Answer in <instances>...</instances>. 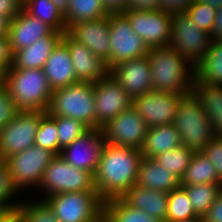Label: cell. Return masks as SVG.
Returning a JSON list of instances; mask_svg holds the SVG:
<instances>
[{"mask_svg": "<svg viewBox=\"0 0 222 222\" xmlns=\"http://www.w3.org/2000/svg\"><path fill=\"white\" fill-rule=\"evenodd\" d=\"M141 149L106 143L93 175L95 190L103 201L120 198L136 184Z\"/></svg>", "mask_w": 222, "mask_h": 222, "instance_id": "cell-1", "label": "cell"}, {"mask_svg": "<svg viewBox=\"0 0 222 222\" xmlns=\"http://www.w3.org/2000/svg\"><path fill=\"white\" fill-rule=\"evenodd\" d=\"M147 55L153 91H169L183 96L192 92L195 67L184 56L169 46L149 48Z\"/></svg>", "mask_w": 222, "mask_h": 222, "instance_id": "cell-2", "label": "cell"}, {"mask_svg": "<svg viewBox=\"0 0 222 222\" xmlns=\"http://www.w3.org/2000/svg\"><path fill=\"white\" fill-rule=\"evenodd\" d=\"M3 84L18 110L47 111L53 91L43 69L10 68L4 73Z\"/></svg>", "mask_w": 222, "mask_h": 222, "instance_id": "cell-3", "label": "cell"}, {"mask_svg": "<svg viewBox=\"0 0 222 222\" xmlns=\"http://www.w3.org/2000/svg\"><path fill=\"white\" fill-rule=\"evenodd\" d=\"M50 116H65L96 129L94 85L77 82L67 87L53 90L48 109Z\"/></svg>", "mask_w": 222, "mask_h": 222, "instance_id": "cell-4", "label": "cell"}, {"mask_svg": "<svg viewBox=\"0 0 222 222\" xmlns=\"http://www.w3.org/2000/svg\"><path fill=\"white\" fill-rule=\"evenodd\" d=\"M173 125L182 145L194 152H201L215 138L212 124L192 92L180 99Z\"/></svg>", "mask_w": 222, "mask_h": 222, "instance_id": "cell-5", "label": "cell"}, {"mask_svg": "<svg viewBox=\"0 0 222 222\" xmlns=\"http://www.w3.org/2000/svg\"><path fill=\"white\" fill-rule=\"evenodd\" d=\"M59 222H102L104 201L96 191L64 192L44 199Z\"/></svg>", "mask_w": 222, "mask_h": 222, "instance_id": "cell-6", "label": "cell"}, {"mask_svg": "<svg viewBox=\"0 0 222 222\" xmlns=\"http://www.w3.org/2000/svg\"><path fill=\"white\" fill-rule=\"evenodd\" d=\"M38 187L45 189L46 197L64 192L96 191L93 175L66 162L56 155L43 172Z\"/></svg>", "mask_w": 222, "mask_h": 222, "instance_id": "cell-7", "label": "cell"}, {"mask_svg": "<svg viewBox=\"0 0 222 222\" xmlns=\"http://www.w3.org/2000/svg\"><path fill=\"white\" fill-rule=\"evenodd\" d=\"M211 42L210 35L193 24L186 13L173 14L169 47L184 56L194 67L204 58Z\"/></svg>", "mask_w": 222, "mask_h": 222, "instance_id": "cell-8", "label": "cell"}, {"mask_svg": "<svg viewBox=\"0 0 222 222\" xmlns=\"http://www.w3.org/2000/svg\"><path fill=\"white\" fill-rule=\"evenodd\" d=\"M47 112L19 110L14 119L0 130V160L35 144L36 133L42 117Z\"/></svg>", "mask_w": 222, "mask_h": 222, "instance_id": "cell-9", "label": "cell"}, {"mask_svg": "<svg viewBox=\"0 0 222 222\" xmlns=\"http://www.w3.org/2000/svg\"><path fill=\"white\" fill-rule=\"evenodd\" d=\"M55 156L52 151L34 144L7 158L5 161L14 188L18 191L22 188L38 186L43 172Z\"/></svg>", "mask_w": 222, "mask_h": 222, "instance_id": "cell-10", "label": "cell"}, {"mask_svg": "<svg viewBox=\"0 0 222 222\" xmlns=\"http://www.w3.org/2000/svg\"><path fill=\"white\" fill-rule=\"evenodd\" d=\"M122 13L128 18L132 29L148 48L169 46L173 14L162 9H127Z\"/></svg>", "mask_w": 222, "mask_h": 222, "instance_id": "cell-11", "label": "cell"}, {"mask_svg": "<svg viewBox=\"0 0 222 222\" xmlns=\"http://www.w3.org/2000/svg\"><path fill=\"white\" fill-rule=\"evenodd\" d=\"M111 61L107 64L110 70L113 66L148 54L149 48L131 27L128 18L122 13L109 14Z\"/></svg>", "mask_w": 222, "mask_h": 222, "instance_id": "cell-12", "label": "cell"}, {"mask_svg": "<svg viewBox=\"0 0 222 222\" xmlns=\"http://www.w3.org/2000/svg\"><path fill=\"white\" fill-rule=\"evenodd\" d=\"M183 97L169 91H149L132 99V106L149 127L173 124Z\"/></svg>", "mask_w": 222, "mask_h": 222, "instance_id": "cell-13", "label": "cell"}, {"mask_svg": "<svg viewBox=\"0 0 222 222\" xmlns=\"http://www.w3.org/2000/svg\"><path fill=\"white\" fill-rule=\"evenodd\" d=\"M148 128L149 126L131 106L109 120L101 129L106 143L141 149Z\"/></svg>", "mask_w": 222, "mask_h": 222, "instance_id": "cell-14", "label": "cell"}, {"mask_svg": "<svg viewBox=\"0 0 222 222\" xmlns=\"http://www.w3.org/2000/svg\"><path fill=\"white\" fill-rule=\"evenodd\" d=\"M94 85L96 129L132 106V99L110 73Z\"/></svg>", "mask_w": 222, "mask_h": 222, "instance_id": "cell-15", "label": "cell"}, {"mask_svg": "<svg viewBox=\"0 0 222 222\" xmlns=\"http://www.w3.org/2000/svg\"><path fill=\"white\" fill-rule=\"evenodd\" d=\"M106 141L102 129H89L61 150L60 156L75 168L94 175Z\"/></svg>", "mask_w": 222, "mask_h": 222, "instance_id": "cell-16", "label": "cell"}, {"mask_svg": "<svg viewBox=\"0 0 222 222\" xmlns=\"http://www.w3.org/2000/svg\"><path fill=\"white\" fill-rule=\"evenodd\" d=\"M67 33L106 64L111 61L109 15L96 20L78 22L72 25Z\"/></svg>", "mask_w": 222, "mask_h": 222, "instance_id": "cell-17", "label": "cell"}, {"mask_svg": "<svg viewBox=\"0 0 222 222\" xmlns=\"http://www.w3.org/2000/svg\"><path fill=\"white\" fill-rule=\"evenodd\" d=\"M109 73L131 99L152 91L148 55L123 61L113 66Z\"/></svg>", "mask_w": 222, "mask_h": 222, "instance_id": "cell-18", "label": "cell"}, {"mask_svg": "<svg viewBox=\"0 0 222 222\" xmlns=\"http://www.w3.org/2000/svg\"><path fill=\"white\" fill-rule=\"evenodd\" d=\"M61 41L68 47L78 82L96 83L109 74L106 62L95 56L85 45L75 41L67 32Z\"/></svg>", "mask_w": 222, "mask_h": 222, "instance_id": "cell-19", "label": "cell"}, {"mask_svg": "<svg viewBox=\"0 0 222 222\" xmlns=\"http://www.w3.org/2000/svg\"><path fill=\"white\" fill-rule=\"evenodd\" d=\"M53 31L50 26L32 17L22 8L10 21L8 38L13 53L32 45L37 39L46 37Z\"/></svg>", "mask_w": 222, "mask_h": 222, "instance_id": "cell-20", "label": "cell"}, {"mask_svg": "<svg viewBox=\"0 0 222 222\" xmlns=\"http://www.w3.org/2000/svg\"><path fill=\"white\" fill-rule=\"evenodd\" d=\"M43 70L52 91L78 82L69 49L62 41L52 50Z\"/></svg>", "mask_w": 222, "mask_h": 222, "instance_id": "cell-21", "label": "cell"}, {"mask_svg": "<svg viewBox=\"0 0 222 222\" xmlns=\"http://www.w3.org/2000/svg\"><path fill=\"white\" fill-rule=\"evenodd\" d=\"M121 198L131 207L166 222L168 192L152 190L134 184Z\"/></svg>", "mask_w": 222, "mask_h": 222, "instance_id": "cell-22", "label": "cell"}, {"mask_svg": "<svg viewBox=\"0 0 222 222\" xmlns=\"http://www.w3.org/2000/svg\"><path fill=\"white\" fill-rule=\"evenodd\" d=\"M62 32L53 31L50 35L37 39L32 45L14 52L11 68L43 69L52 50L62 39Z\"/></svg>", "mask_w": 222, "mask_h": 222, "instance_id": "cell-23", "label": "cell"}, {"mask_svg": "<svg viewBox=\"0 0 222 222\" xmlns=\"http://www.w3.org/2000/svg\"><path fill=\"white\" fill-rule=\"evenodd\" d=\"M136 184L152 190L171 192L181 186V180L153 158H142L139 164Z\"/></svg>", "mask_w": 222, "mask_h": 222, "instance_id": "cell-24", "label": "cell"}, {"mask_svg": "<svg viewBox=\"0 0 222 222\" xmlns=\"http://www.w3.org/2000/svg\"><path fill=\"white\" fill-rule=\"evenodd\" d=\"M192 93L202 104L204 112L212 124L214 136L222 138V86L194 80Z\"/></svg>", "mask_w": 222, "mask_h": 222, "instance_id": "cell-25", "label": "cell"}, {"mask_svg": "<svg viewBox=\"0 0 222 222\" xmlns=\"http://www.w3.org/2000/svg\"><path fill=\"white\" fill-rule=\"evenodd\" d=\"M182 145L179 131L173 124L149 127L143 146L142 158H154L158 154Z\"/></svg>", "mask_w": 222, "mask_h": 222, "instance_id": "cell-26", "label": "cell"}, {"mask_svg": "<svg viewBox=\"0 0 222 222\" xmlns=\"http://www.w3.org/2000/svg\"><path fill=\"white\" fill-rule=\"evenodd\" d=\"M195 80L222 86V42H211L210 49L195 66Z\"/></svg>", "mask_w": 222, "mask_h": 222, "instance_id": "cell-27", "label": "cell"}, {"mask_svg": "<svg viewBox=\"0 0 222 222\" xmlns=\"http://www.w3.org/2000/svg\"><path fill=\"white\" fill-rule=\"evenodd\" d=\"M208 183H222V180L217 176L216 169L209 158L202 152H194L181 178V186Z\"/></svg>", "mask_w": 222, "mask_h": 222, "instance_id": "cell-28", "label": "cell"}, {"mask_svg": "<svg viewBox=\"0 0 222 222\" xmlns=\"http://www.w3.org/2000/svg\"><path fill=\"white\" fill-rule=\"evenodd\" d=\"M104 222H161L140 209L129 206L121 197L104 201Z\"/></svg>", "mask_w": 222, "mask_h": 222, "instance_id": "cell-29", "label": "cell"}, {"mask_svg": "<svg viewBox=\"0 0 222 222\" xmlns=\"http://www.w3.org/2000/svg\"><path fill=\"white\" fill-rule=\"evenodd\" d=\"M109 14L102 0H69L65 15L67 30L78 22L96 20Z\"/></svg>", "mask_w": 222, "mask_h": 222, "instance_id": "cell-30", "label": "cell"}, {"mask_svg": "<svg viewBox=\"0 0 222 222\" xmlns=\"http://www.w3.org/2000/svg\"><path fill=\"white\" fill-rule=\"evenodd\" d=\"M22 8L32 17L50 26L54 31L67 32L65 16L50 0H29Z\"/></svg>", "mask_w": 222, "mask_h": 222, "instance_id": "cell-31", "label": "cell"}, {"mask_svg": "<svg viewBox=\"0 0 222 222\" xmlns=\"http://www.w3.org/2000/svg\"><path fill=\"white\" fill-rule=\"evenodd\" d=\"M191 201L194 212L203 217L222 190V183H208L182 186Z\"/></svg>", "mask_w": 222, "mask_h": 222, "instance_id": "cell-32", "label": "cell"}, {"mask_svg": "<svg viewBox=\"0 0 222 222\" xmlns=\"http://www.w3.org/2000/svg\"><path fill=\"white\" fill-rule=\"evenodd\" d=\"M193 154V150L181 145L175 149L160 153L153 159L181 180Z\"/></svg>", "mask_w": 222, "mask_h": 222, "instance_id": "cell-33", "label": "cell"}, {"mask_svg": "<svg viewBox=\"0 0 222 222\" xmlns=\"http://www.w3.org/2000/svg\"><path fill=\"white\" fill-rule=\"evenodd\" d=\"M186 190L179 186L168 193L166 222L197 217Z\"/></svg>", "mask_w": 222, "mask_h": 222, "instance_id": "cell-34", "label": "cell"}, {"mask_svg": "<svg viewBox=\"0 0 222 222\" xmlns=\"http://www.w3.org/2000/svg\"><path fill=\"white\" fill-rule=\"evenodd\" d=\"M56 127L58 130L59 155L63 148L89 130L82 122L65 116H56Z\"/></svg>", "mask_w": 222, "mask_h": 222, "instance_id": "cell-35", "label": "cell"}, {"mask_svg": "<svg viewBox=\"0 0 222 222\" xmlns=\"http://www.w3.org/2000/svg\"><path fill=\"white\" fill-rule=\"evenodd\" d=\"M35 145L50 150L55 155H59L56 116H50L46 113L42 117L36 133Z\"/></svg>", "mask_w": 222, "mask_h": 222, "instance_id": "cell-36", "label": "cell"}, {"mask_svg": "<svg viewBox=\"0 0 222 222\" xmlns=\"http://www.w3.org/2000/svg\"><path fill=\"white\" fill-rule=\"evenodd\" d=\"M18 208L20 217L25 222H59L44 199L35 202L20 201Z\"/></svg>", "mask_w": 222, "mask_h": 222, "instance_id": "cell-37", "label": "cell"}, {"mask_svg": "<svg viewBox=\"0 0 222 222\" xmlns=\"http://www.w3.org/2000/svg\"><path fill=\"white\" fill-rule=\"evenodd\" d=\"M185 13L191 18L193 24L198 25L200 29L210 35L216 9L210 7L208 4L194 0Z\"/></svg>", "mask_w": 222, "mask_h": 222, "instance_id": "cell-38", "label": "cell"}, {"mask_svg": "<svg viewBox=\"0 0 222 222\" xmlns=\"http://www.w3.org/2000/svg\"><path fill=\"white\" fill-rule=\"evenodd\" d=\"M18 191L14 188L6 161L0 160V203L5 208L18 207L19 203H10Z\"/></svg>", "mask_w": 222, "mask_h": 222, "instance_id": "cell-39", "label": "cell"}, {"mask_svg": "<svg viewBox=\"0 0 222 222\" xmlns=\"http://www.w3.org/2000/svg\"><path fill=\"white\" fill-rule=\"evenodd\" d=\"M18 108L4 84L0 85V130L15 118Z\"/></svg>", "mask_w": 222, "mask_h": 222, "instance_id": "cell-40", "label": "cell"}, {"mask_svg": "<svg viewBox=\"0 0 222 222\" xmlns=\"http://www.w3.org/2000/svg\"><path fill=\"white\" fill-rule=\"evenodd\" d=\"M216 169L217 176L222 180V138H214L202 151Z\"/></svg>", "mask_w": 222, "mask_h": 222, "instance_id": "cell-41", "label": "cell"}, {"mask_svg": "<svg viewBox=\"0 0 222 222\" xmlns=\"http://www.w3.org/2000/svg\"><path fill=\"white\" fill-rule=\"evenodd\" d=\"M13 51L10 40L7 37L0 38V70L6 73L13 64Z\"/></svg>", "mask_w": 222, "mask_h": 222, "instance_id": "cell-42", "label": "cell"}, {"mask_svg": "<svg viewBox=\"0 0 222 222\" xmlns=\"http://www.w3.org/2000/svg\"><path fill=\"white\" fill-rule=\"evenodd\" d=\"M194 0H160V9L171 14L185 13Z\"/></svg>", "mask_w": 222, "mask_h": 222, "instance_id": "cell-43", "label": "cell"}, {"mask_svg": "<svg viewBox=\"0 0 222 222\" xmlns=\"http://www.w3.org/2000/svg\"><path fill=\"white\" fill-rule=\"evenodd\" d=\"M203 222H222V190L203 216Z\"/></svg>", "mask_w": 222, "mask_h": 222, "instance_id": "cell-44", "label": "cell"}, {"mask_svg": "<svg viewBox=\"0 0 222 222\" xmlns=\"http://www.w3.org/2000/svg\"><path fill=\"white\" fill-rule=\"evenodd\" d=\"M22 7L18 0H0V13H4L10 20L19 14Z\"/></svg>", "mask_w": 222, "mask_h": 222, "instance_id": "cell-45", "label": "cell"}, {"mask_svg": "<svg viewBox=\"0 0 222 222\" xmlns=\"http://www.w3.org/2000/svg\"><path fill=\"white\" fill-rule=\"evenodd\" d=\"M128 9H134V10L160 9V0H128Z\"/></svg>", "mask_w": 222, "mask_h": 222, "instance_id": "cell-46", "label": "cell"}, {"mask_svg": "<svg viewBox=\"0 0 222 222\" xmlns=\"http://www.w3.org/2000/svg\"><path fill=\"white\" fill-rule=\"evenodd\" d=\"M210 37L213 42H222V7L216 10Z\"/></svg>", "mask_w": 222, "mask_h": 222, "instance_id": "cell-47", "label": "cell"}, {"mask_svg": "<svg viewBox=\"0 0 222 222\" xmlns=\"http://www.w3.org/2000/svg\"><path fill=\"white\" fill-rule=\"evenodd\" d=\"M109 13H120L128 9V0H102Z\"/></svg>", "mask_w": 222, "mask_h": 222, "instance_id": "cell-48", "label": "cell"}, {"mask_svg": "<svg viewBox=\"0 0 222 222\" xmlns=\"http://www.w3.org/2000/svg\"><path fill=\"white\" fill-rule=\"evenodd\" d=\"M19 217L20 214L18 207L6 208L0 214V222H15Z\"/></svg>", "mask_w": 222, "mask_h": 222, "instance_id": "cell-49", "label": "cell"}, {"mask_svg": "<svg viewBox=\"0 0 222 222\" xmlns=\"http://www.w3.org/2000/svg\"><path fill=\"white\" fill-rule=\"evenodd\" d=\"M10 21L4 13H0V38L8 36Z\"/></svg>", "mask_w": 222, "mask_h": 222, "instance_id": "cell-50", "label": "cell"}, {"mask_svg": "<svg viewBox=\"0 0 222 222\" xmlns=\"http://www.w3.org/2000/svg\"><path fill=\"white\" fill-rule=\"evenodd\" d=\"M55 7L65 16L68 9L69 0H50Z\"/></svg>", "mask_w": 222, "mask_h": 222, "instance_id": "cell-51", "label": "cell"}, {"mask_svg": "<svg viewBox=\"0 0 222 222\" xmlns=\"http://www.w3.org/2000/svg\"><path fill=\"white\" fill-rule=\"evenodd\" d=\"M196 1L208 4L210 7L216 10L222 7V0H196Z\"/></svg>", "mask_w": 222, "mask_h": 222, "instance_id": "cell-52", "label": "cell"}, {"mask_svg": "<svg viewBox=\"0 0 222 222\" xmlns=\"http://www.w3.org/2000/svg\"><path fill=\"white\" fill-rule=\"evenodd\" d=\"M174 222H203V217L197 216V217H190L187 219L177 220Z\"/></svg>", "mask_w": 222, "mask_h": 222, "instance_id": "cell-53", "label": "cell"}, {"mask_svg": "<svg viewBox=\"0 0 222 222\" xmlns=\"http://www.w3.org/2000/svg\"><path fill=\"white\" fill-rule=\"evenodd\" d=\"M4 73L0 70V85L3 84Z\"/></svg>", "mask_w": 222, "mask_h": 222, "instance_id": "cell-54", "label": "cell"}, {"mask_svg": "<svg viewBox=\"0 0 222 222\" xmlns=\"http://www.w3.org/2000/svg\"><path fill=\"white\" fill-rule=\"evenodd\" d=\"M29 0H18V2L23 6L26 4Z\"/></svg>", "mask_w": 222, "mask_h": 222, "instance_id": "cell-55", "label": "cell"}, {"mask_svg": "<svg viewBox=\"0 0 222 222\" xmlns=\"http://www.w3.org/2000/svg\"><path fill=\"white\" fill-rule=\"evenodd\" d=\"M6 208L0 203V214L5 210Z\"/></svg>", "mask_w": 222, "mask_h": 222, "instance_id": "cell-56", "label": "cell"}, {"mask_svg": "<svg viewBox=\"0 0 222 222\" xmlns=\"http://www.w3.org/2000/svg\"><path fill=\"white\" fill-rule=\"evenodd\" d=\"M15 222H25L21 217H19Z\"/></svg>", "mask_w": 222, "mask_h": 222, "instance_id": "cell-57", "label": "cell"}]
</instances>
